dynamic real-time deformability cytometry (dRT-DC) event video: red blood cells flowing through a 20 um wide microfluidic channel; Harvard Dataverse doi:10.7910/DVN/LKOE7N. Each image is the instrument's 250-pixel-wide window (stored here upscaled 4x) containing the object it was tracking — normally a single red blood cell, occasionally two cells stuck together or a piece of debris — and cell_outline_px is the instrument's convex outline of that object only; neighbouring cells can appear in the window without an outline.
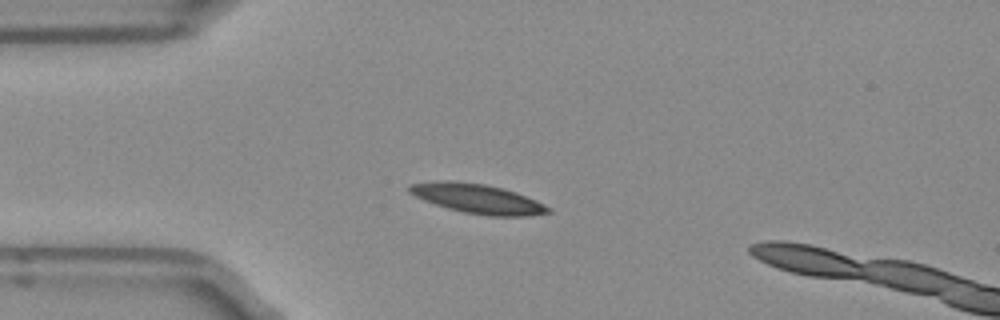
{"species": "Egyptian fruit bat (a non-hibernating species)", "species_latin": "Rousettus aegyptiacus", "temperature_condition": "room temperature", "stored_images_in_passage": 13, "camera_frame_rate_fps": 3000, "um_per_image_px": 0.085, "frame": {"image": 1, "passage_image": 10, "time_ms": 3.0, "image_size_px": [1000, 320], "cell_outline_px": [[552, 212], [528, 216], [488, 216], [464, 212], [448, 208], [424, 200], [408, 192], [408, 188], [412, 184], [436, 180], [452, 180], [484, 184], [500, 188], [536, 200], [552, 208]], "centroid_in_image_um": [40.59, 16.89], "position_along_channel_um": 44.4, "area_um2": 23.58}}